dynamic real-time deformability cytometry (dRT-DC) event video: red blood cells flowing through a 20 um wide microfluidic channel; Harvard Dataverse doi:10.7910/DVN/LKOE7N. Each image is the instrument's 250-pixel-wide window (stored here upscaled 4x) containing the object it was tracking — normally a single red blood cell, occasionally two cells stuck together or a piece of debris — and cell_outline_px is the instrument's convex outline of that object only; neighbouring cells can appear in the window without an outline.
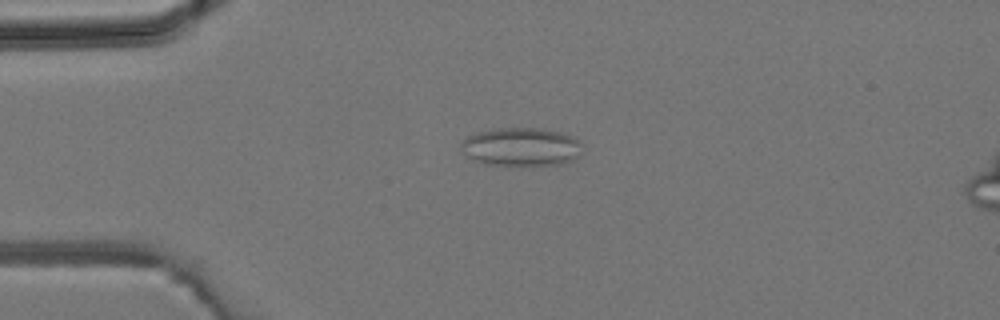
{"species": "common noctule bat (a hibernating species)", "species_latin": "Nyctalus noctula", "temperature_condition": "room temperature", "stored_images_in_passage": 38, "camera_frame_rate_fps": 3000, "um_per_image_px": 0.085, "animal": {"sex": "male", "body_mass_g": 19.2, "forearm_length_mm": 51.8}, "frame": {"image": 1, "passage_image": 6, "time_ms": 1.667, "image_size_px": [1000, 320], "cell_outline_px": [[584, 144], [580, 156], [572, 160], [560, 164], [484, 164], [468, 156], [460, 148], [460, 144], [468, 136], [476, 132], [496, 128], [540, 128], [560, 132], [572, 136], [580, 140]], "centroid_in_image_um": [44.35, 12.46], "position_along_channel_um": 40.7, "area_um2": 27.05}}
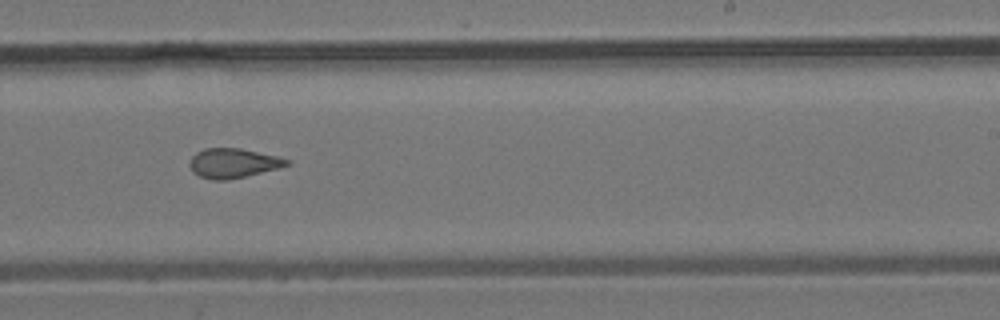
{"frame": {"image": 2, "passage_image": 22, "time_ms": 7.0, "image_size_px": [1000, 320], "cell_outline_px": [[292, 164], [244, 176], [224, 180], [212, 180], [200, 176], [192, 172], [188, 164], [192, 156], [196, 152], [204, 148], [240, 148], [276, 156], [292, 160]], "centroid_in_image_um": [19.78, 13.85], "position_along_channel_um": 269.2, "area_um2": 16.59}}
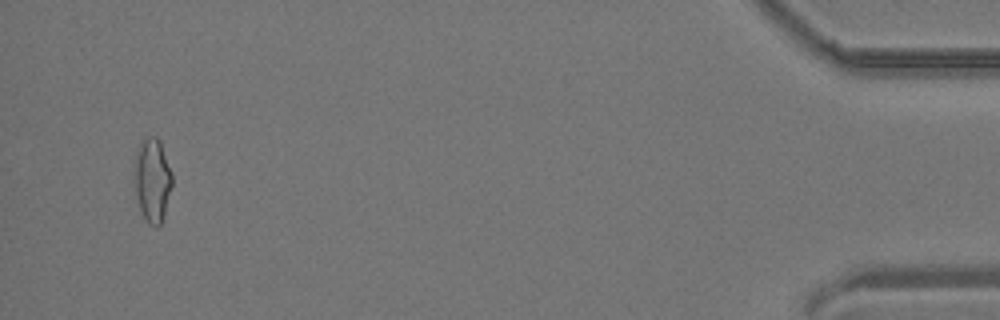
{"frame": {"image": 3, "passage_image": 37, "time_ms": 12.0, "image_size_px": [1000, 320], "cell_outline_px": [[172, 184], [164, 212], [160, 224], [156, 228], [148, 224], [140, 212], [136, 196], [132, 168], [136, 152], [144, 136], [156, 136], [160, 140], [172, 172]], "centroid_in_image_um": [12.91, 15.27], "position_along_channel_um": 422.3, "area_um2": 18.84}}